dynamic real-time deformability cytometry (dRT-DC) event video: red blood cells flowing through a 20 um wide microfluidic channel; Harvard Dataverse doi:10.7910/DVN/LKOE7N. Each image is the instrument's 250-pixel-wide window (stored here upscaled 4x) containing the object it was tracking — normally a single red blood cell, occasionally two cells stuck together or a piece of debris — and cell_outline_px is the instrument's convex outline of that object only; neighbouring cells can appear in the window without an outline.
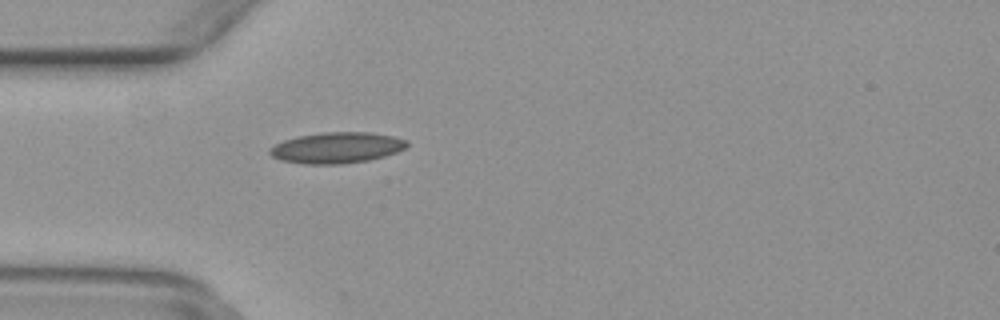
{"species": "common noctule bat (a hibernating species)", "species_latin": "Nyctalus noctula", "temperature_condition": "warm", "stored_images_in_passage": 38, "camera_frame_rate_fps": 3000, "um_per_image_px": 0.085, "animal": {"sex": "female", "body_mass_g": 29.2, "forearm_length_mm": 56.3}, "frame": {"image": 1, "passage_image": 3, "time_ms": 0.667, "image_size_px": [1000, 320], "cell_outline_px": [[408, 144], [404, 148], [396, 152], [384, 156], [368, 160], [340, 164], [304, 164], [280, 160], [272, 156], [268, 152], [268, 148], [284, 140], [296, 136], [320, 132], [372, 132], [392, 136], [408, 140]], "centroid_in_image_um": [28.59, 12.55], "position_along_channel_um": 56.4, "area_um2": 24.85}}
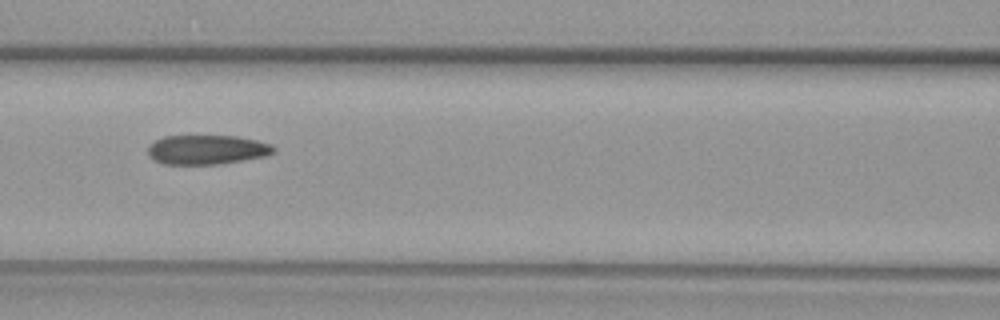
{"frame": {"image": 2, "passage_image": 10, "time_ms": 3.0, "image_size_px": [1000, 320], "cell_outline_px": [[276, 152], [268, 156], [216, 164], [164, 164], [152, 160], [148, 156], [148, 148], [156, 140], [164, 136], [236, 136], [256, 140], [272, 144], [276, 148]], "centroid_in_image_um": [17.61, 12.72], "position_along_channel_um": 149.0, "area_um2": 21.62}}
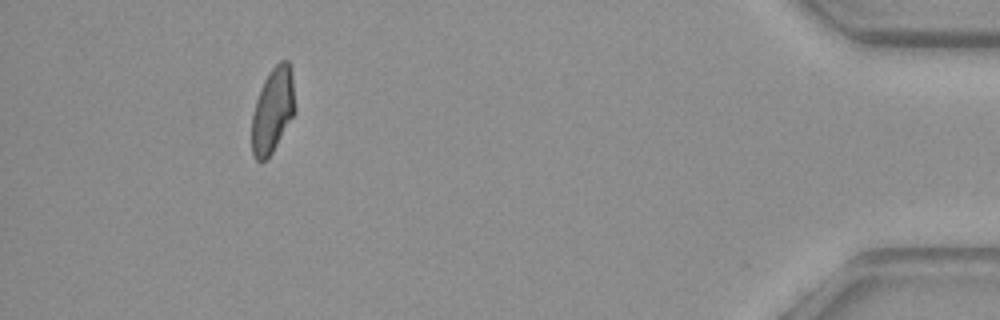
{"frame": {"image": 3, "passage_image": 34, "time_ms": 11.0, "image_size_px": [1000, 320], "cell_outline_px": [[292, 116], [272, 152], [264, 160], [256, 160], [252, 156], [252, 112], [260, 88], [264, 80], [272, 68], [280, 60], [288, 60], [292, 68]], "centroid_in_image_um": [23.13, 9.35], "position_along_channel_um": 412.1, "area_um2": 20.69}}